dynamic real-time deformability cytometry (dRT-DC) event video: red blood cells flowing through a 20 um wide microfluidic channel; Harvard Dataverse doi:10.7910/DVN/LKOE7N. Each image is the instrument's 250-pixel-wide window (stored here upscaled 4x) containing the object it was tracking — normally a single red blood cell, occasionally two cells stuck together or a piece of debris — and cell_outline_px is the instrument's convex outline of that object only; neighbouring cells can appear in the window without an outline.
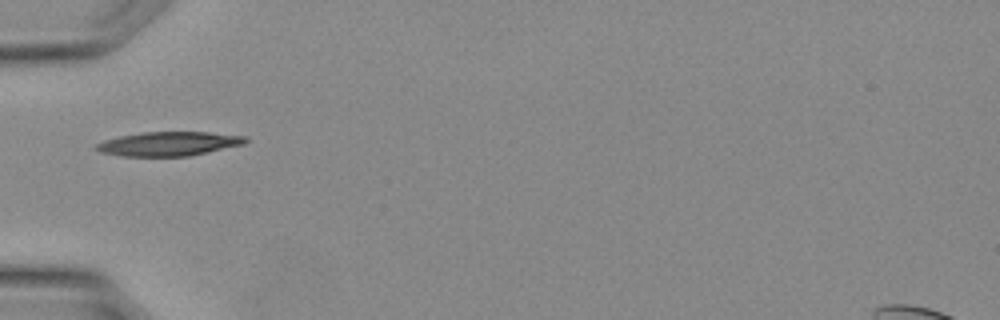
{"species": "Egyptian fruit bat (a non-hibernating species)", "species_latin": "Rousettus aegyptiacus", "temperature_condition": "warm", "stored_images_in_passage": 15, "camera_frame_rate_fps": 3000, "um_per_image_px": 0.085, "animal": {"sex": "female"}, "frame": {"image": 1, "passage_image": 1, "time_ms": 0.0, "image_size_px": [1000, 320], "cell_outline_px": [[248, 140], [244, 144], [188, 156], [120, 156], [100, 152], [92, 148], [96, 144], [104, 140], [120, 136], [144, 132], [208, 132], [248, 136]], "centroid_in_image_um": [14.32, 12.22], "position_along_channel_um": 70.7, "area_um2": 20.98}}
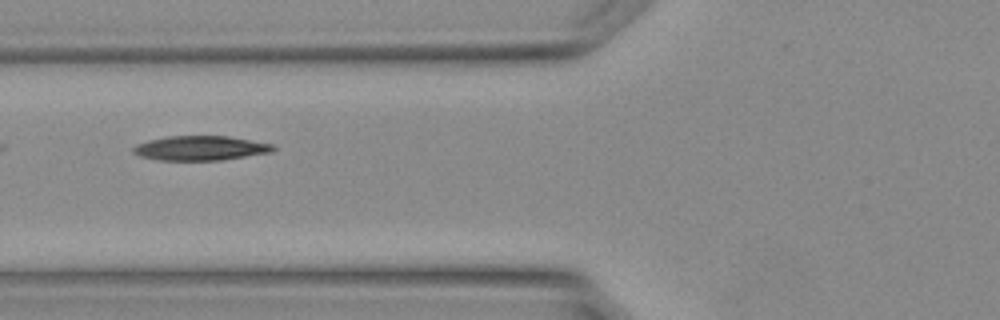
{"frame": {"image": 2, "passage_image": 3, "time_ms": 0.667, "image_size_px": [1000, 320], "cell_outline_px": [[276, 148], [272, 152], [220, 160], [160, 160], [140, 156], [132, 152], [132, 148], [136, 144], [148, 140], [168, 136], [228, 136], [272, 144]], "centroid_in_image_um": [17.01, 12.59], "position_along_channel_um": 108.8, "area_um2": 19.88}}
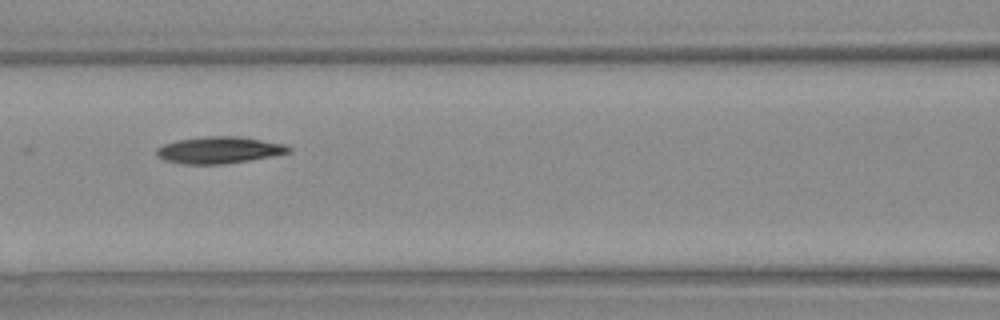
{"frame": {"image": 3, "passage_image": 5, "time_ms": 1.333, "image_size_px": [1000, 320], "cell_outline_px": [[292, 148], [288, 152], [248, 160], [220, 164], [184, 164], [164, 160], [156, 156], [156, 148], [164, 144], [176, 140], [208, 136], [240, 136], [284, 144]], "centroid_in_image_um": [18.55, 12.74], "position_along_channel_um": 148.0, "area_um2": 20.35}}